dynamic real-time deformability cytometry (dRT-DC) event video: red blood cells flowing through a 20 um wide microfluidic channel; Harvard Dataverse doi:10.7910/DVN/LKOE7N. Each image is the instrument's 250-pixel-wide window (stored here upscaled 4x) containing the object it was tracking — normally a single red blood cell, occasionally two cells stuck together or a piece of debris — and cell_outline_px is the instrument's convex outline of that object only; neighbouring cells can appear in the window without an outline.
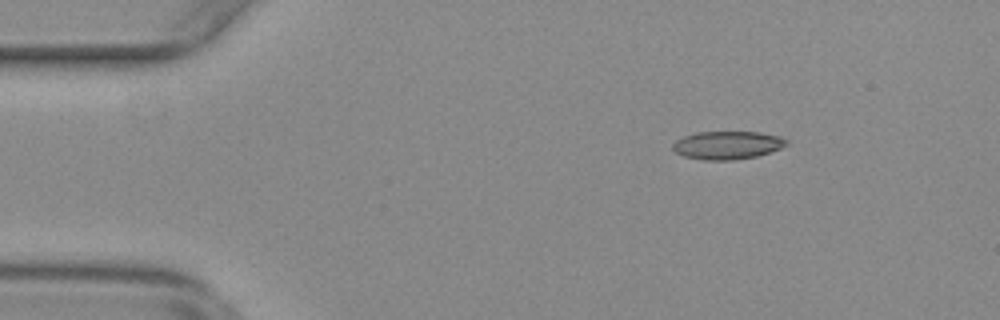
{"species": "common noctule bat (a hibernating species)", "species_latin": "Nyctalus noctula", "temperature_condition": "warm", "stored_images_in_passage": 50, "camera_frame_rate_fps": 3000, "um_per_image_px": 0.085, "animal": {"sex": "female", "body_mass_g": 29.2, "forearm_length_mm": 56.3}, "frame": {"image": 1, "passage_image": 3, "time_ms": 0.667, "image_size_px": [1000, 320], "cell_outline_px": [[788, 144], [780, 148], [756, 156], [732, 160], [704, 160], [684, 156], [676, 152], [672, 148], [672, 144], [676, 140], [684, 136], [696, 132], [760, 132], [780, 136], [788, 140]], "centroid_in_image_um": [61.82, 12.33], "position_along_channel_um": 23.2, "area_um2": 18.55}}
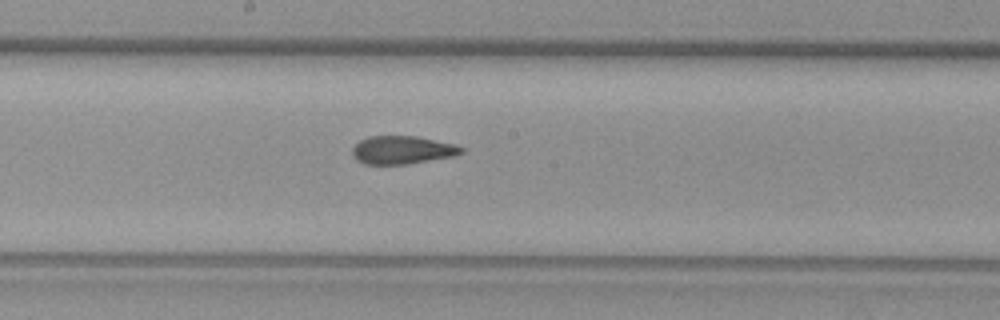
{"frame": {"image": 2, "passage_image": 24, "time_ms": 7.667, "image_size_px": [1000, 320], "cell_outline_px": [[464, 152], [456, 156], [408, 164], [364, 164], [356, 160], [352, 156], [352, 148], [360, 140], [368, 136], [416, 136], [456, 144], [464, 148]], "centroid_in_image_um": [34.21, 12.75], "position_along_channel_um": 214.0, "area_um2": 18.09}}
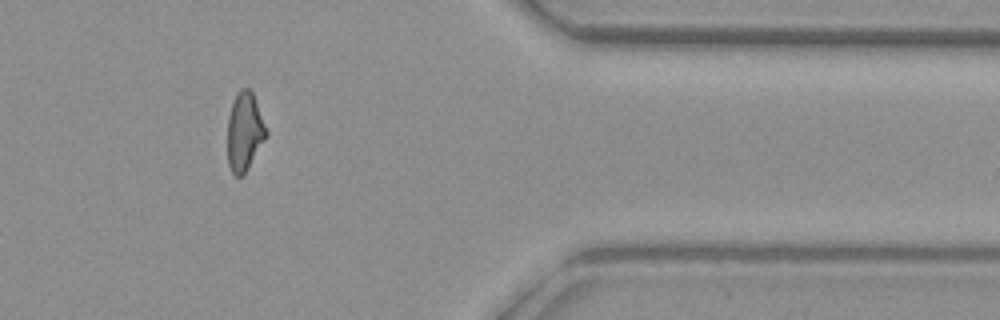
{"frame": {"image": 3, "passage_image": 40, "time_ms": 13.0, "image_size_px": [1000, 320], "cell_outline_px": [[268, 136], [248, 168], [240, 176], [236, 176], [232, 172], [228, 164], [228, 116], [236, 92], [240, 88], [248, 88], [252, 92], [268, 132]], "centroid_in_image_um": [20.79, 11.18], "position_along_channel_um": 390.6, "area_um2": 17.63}, "authors_computed_cell_mechanics": {"area_um2": 18.5827, "velocity_mm_per_s": 3.7831, "shape_relaxation_time_tau1_ms": null, "shape_relaxation_time_tau2_ms": 1.8986, "deformation_change_tau1": null, "deformation_change_tau2": 0.0971}}